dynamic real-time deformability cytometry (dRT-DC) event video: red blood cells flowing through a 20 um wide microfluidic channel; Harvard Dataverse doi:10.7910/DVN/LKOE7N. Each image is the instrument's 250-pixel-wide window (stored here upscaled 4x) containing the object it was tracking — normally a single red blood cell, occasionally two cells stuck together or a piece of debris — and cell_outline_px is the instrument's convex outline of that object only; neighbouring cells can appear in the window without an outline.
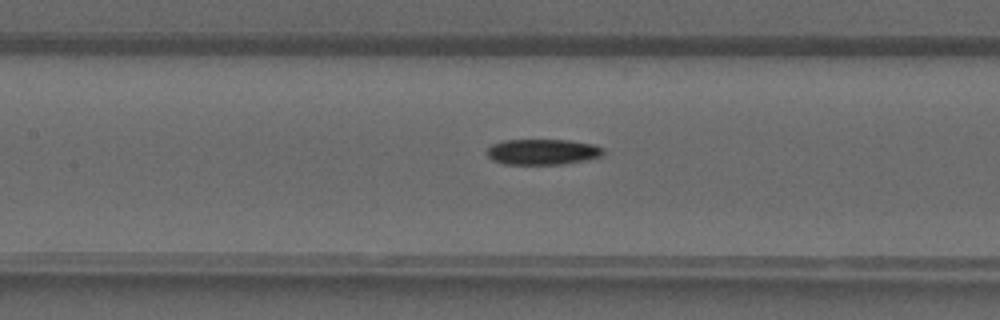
{"species": "common noctule bat (a hibernating species)", "species_latin": "Nyctalus noctula", "temperature_condition": "warm", "stored_images_in_passage": 30, "camera_frame_rate_fps": 3000, "um_per_image_px": 0.085, "animal": {"sex": "male", "forearm_length_mm": 52.5}, "frame": {"image": 1, "passage_image": 8, "time_ms": 2.333, "image_size_px": [1000, 320], "cell_outline_px": [[604, 156], [588, 160], [564, 164], [504, 164], [492, 160], [488, 156], [488, 148], [492, 144], [504, 140], [568, 140], [596, 144], [604, 148]], "centroid_in_image_um": [46.19, 12.91], "position_along_channel_um": 161.2, "area_um2": 17.63}}
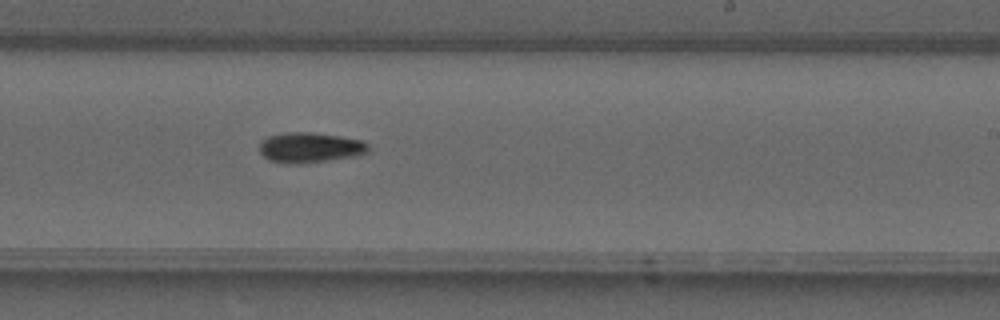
{"frame": {"image": 2, "passage_image": 14, "time_ms": 4.333, "image_size_px": [1000, 320], "cell_outline_px": [[368, 152], [360, 156], [304, 164], [284, 164], [268, 160], [260, 152], [260, 140], [268, 136], [288, 132], [312, 132], [340, 136], [364, 140], [368, 144]], "centroid_in_image_um": [26.37, 12.56], "position_along_channel_um": 262.6, "area_um2": 19.71}}
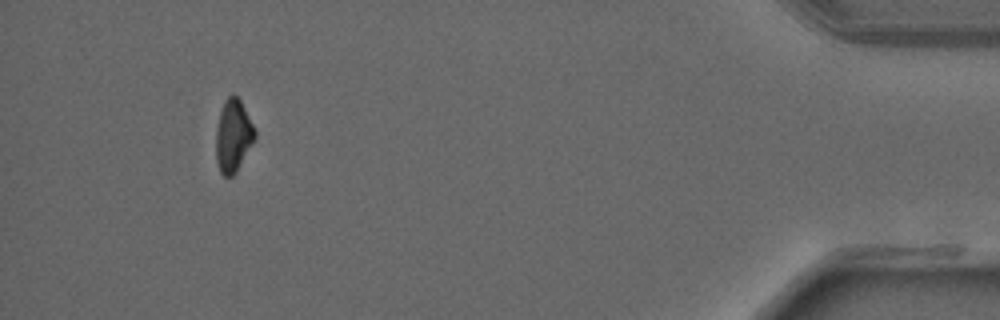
{"frame": {"image": 3, "passage_image": 27, "time_ms": 8.667, "image_size_px": [1000, 320], "cell_outline_px": [[256, 136], [252, 144], [236, 172], [232, 176], [224, 176], [220, 172], [216, 160], [216, 132], [220, 112], [224, 100], [232, 92], [240, 100], [256, 132]], "centroid_in_image_um": [19.81, 11.54], "position_along_channel_um": 415.4, "area_um2": 16.24}}